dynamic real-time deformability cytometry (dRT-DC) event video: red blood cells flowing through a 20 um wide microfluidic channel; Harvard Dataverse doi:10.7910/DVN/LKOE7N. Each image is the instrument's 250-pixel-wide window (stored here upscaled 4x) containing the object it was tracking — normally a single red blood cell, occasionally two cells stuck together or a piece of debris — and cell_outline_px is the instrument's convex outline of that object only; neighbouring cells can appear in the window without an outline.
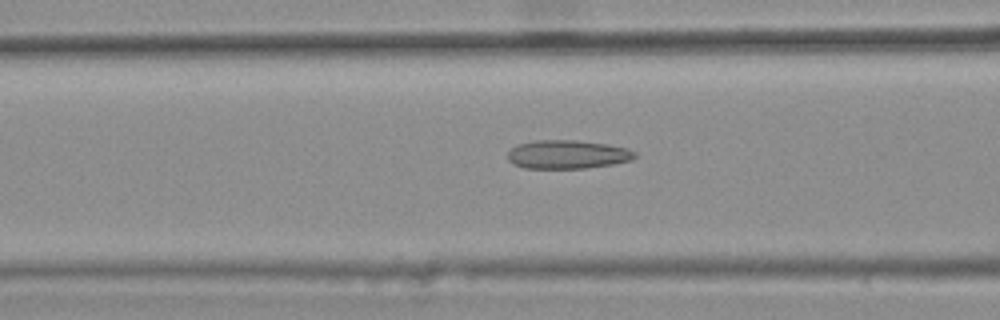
{"species": "common noctule bat (a hibernating species)", "species_latin": "Nyctalus noctula", "temperature_condition": "warm", "stored_images_in_passage": 38, "camera_frame_rate_fps": 3000, "um_per_image_px": 0.085, "animal": {"sex": "female", "body_mass_g": 25.1}, "frame": {"image": 1, "passage_image": 12, "time_ms": 3.667, "image_size_px": [1000, 320], "cell_outline_px": [[636, 156], [632, 160], [612, 164], [584, 168], [524, 168], [512, 164], [508, 160], [508, 152], [516, 144], [536, 140], [576, 140], [608, 144], [628, 148], [636, 152]], "centroid_in_image_um": [48.22, 13.12], "position_along_channel_um": 118.4, "area_um2": 21.33}}
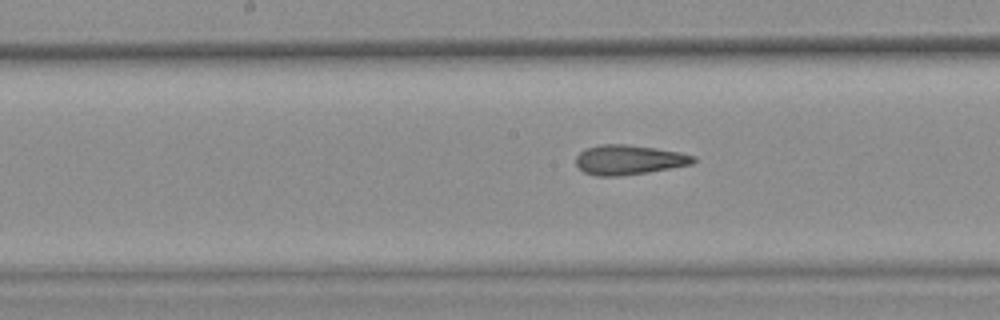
{"frame": {"image": 2, "passage_image": 18, "time_ms": 5.667, "image_size_px": [1000, 320], "cell_outline_px": [[696, 160], [692, 164], [648, 172], [616, 176], [596, 176], [584, 172], [576, 164], [576, 156], [580, 152], [588, 148], [600, 144], [624, 144], [656, 148], [680, 152], [696, 156]], "centroid_in_image_um": [53.46, 13.58], "position_along_channel_um": 194.7, "area_um2": 20.23}}
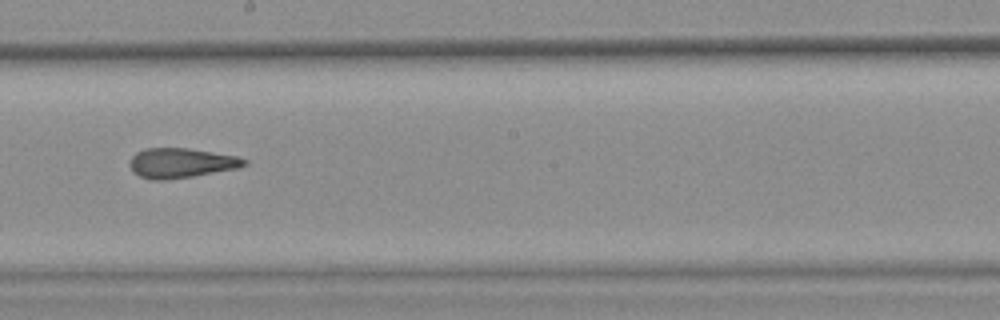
{"frame": {"image": 3, "passage_image": 21, "time_ms": 6.667, "image_size_px": [1000, 320], "cell_outline_px": [[248, 164], [240, 168], [192, 176], [164, 180], [152, 180], [140, 176], [132, 172], [128, 164], [132, 156], [136, 152], [144, 148], [188, 148], [236, 156], [248, 160]], "centroid_in_image_um": [15.38, 13.85], "position_along_channel_um": 232.8, "area_um2": 20.0}, "authors_computed_cell_mechanics": {"area_um2": 20.1144, "velocity_mm_per_s": 3.8238, "shape_relaxation_time_tau1_ms": null, "shape_relaxation_time_tau2_ms": 2.8841, "deformation_change_tau1": null, "deformation_change_tau2": 0.1339}}